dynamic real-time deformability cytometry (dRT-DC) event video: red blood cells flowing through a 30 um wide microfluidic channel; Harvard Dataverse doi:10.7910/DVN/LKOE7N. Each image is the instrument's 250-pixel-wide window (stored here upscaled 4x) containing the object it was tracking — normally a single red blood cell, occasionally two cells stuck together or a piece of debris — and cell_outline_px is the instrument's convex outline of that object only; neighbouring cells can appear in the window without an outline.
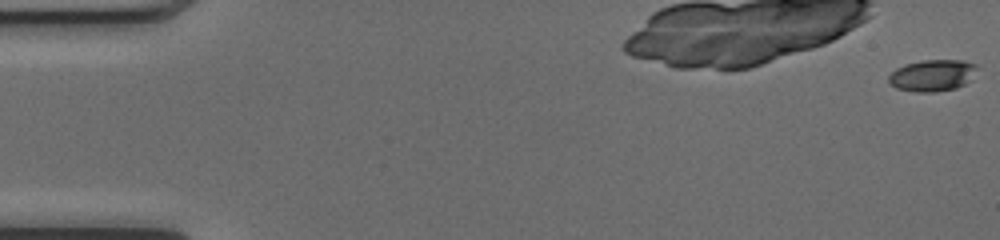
{"species": "common noctule bat (a hibernating species)", "species_latin": "Nyctalus noctula", "temperature_condition": "cold", "stored_images_in_passage": 51, "camera_frame_rate_fps": 3000, "um_per_image_px": 0.085, "animal": {"sex": "female", "body_mass_g": 17.0, "forearm_length_mm": 48.0}, "frame": {"image": 1, "passage_image": 1, "time_ms": 0.0, "image_size_px": [1000, 240], "cell_outline_px": [[976, 68], [964, 84], [956, 88], [936, 92], [916, 92], [896, 88], [888, 80], [888, 76], [896, 68], [904, 64], [924, 60], [964, 60], [976, 64]], "centroid_in_image_um": [79.2, 6.4], "position_along_channel_um": 5.8, "area_um2": 16.07}}
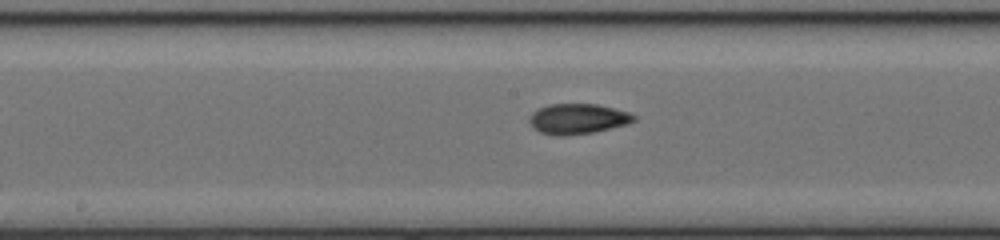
{"frame": {"image": 2, "passage_image": 27, "time_ms": 8.667, "image_size_px": [1000, 240], "cell_outline_px": [[636, 120], [628, 124], [592, 132], [560, 136], [556, 136], [540, 132], [532, 128], [528, 120], [532, 112], [548, 104], [596, 104], [628, 112], [636, 116]], "centroid_in_image_um": [49.08, 10.1], "position_along_channel_um": 199.1, "area_um2": 18.38}}
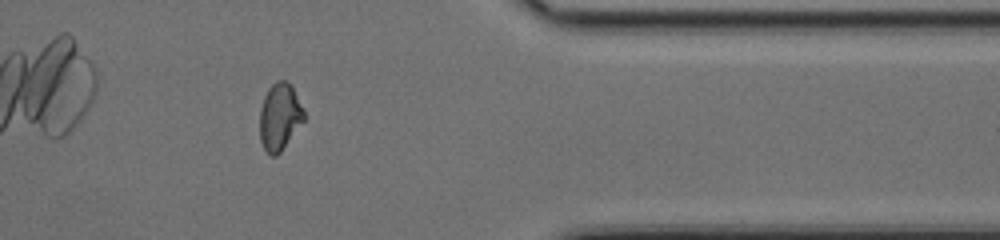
{"frame": {"image": 3, "passage_image": 42, "time_ms": 13.667, "image_size_px": [1000, 240], "cell_outline_px": [[304, 120], [280, 152], [276, 156], [272, 156], [264, 148], [260, 140], [260, 108], [264, 96], [268, 88], [276, 80], [284, 80], [292, 84], [304, 112]], "centroid_in_image_um": [23.76, 9.89], "position_along_channel_um": 387.6, "area_um2": 17.17}, "authors_computed_cell_mechanics": {"area_um2": 17.5712, "velocity_mm_per_s": 4.1324, "shape_relaxation_time_tau1_ms": null, "shape_relaxation_time_tau2_ms": 2.0233, "deformation_change_tau1": null, "deformation_change_tau2": 0.0711}}